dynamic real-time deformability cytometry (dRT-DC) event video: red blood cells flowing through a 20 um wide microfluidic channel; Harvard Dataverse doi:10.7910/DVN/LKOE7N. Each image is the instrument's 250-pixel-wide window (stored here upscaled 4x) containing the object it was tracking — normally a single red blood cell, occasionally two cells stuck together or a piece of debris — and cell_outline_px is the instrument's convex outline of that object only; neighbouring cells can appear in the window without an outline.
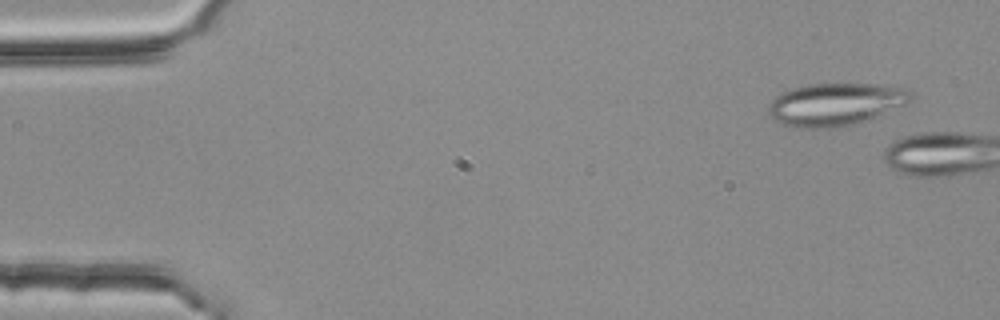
{"species": "common noctule bat (a hibernating species)", "species_latin": "Nyctalus noctula", "temperature_condition": "room temperature", "stored_images_in_passage": 5, "camera_frame_rate_fps": 3000, "um_per_image_px": 0.085, "animal": {"sex": "female", "body_mass_g": 25.1}, "frame": {"image": 1, "passage_image": 3, "time_ms": 0.667, "image_size_px": [1000, 320], "cell_outline_px": [[916, 96], [908, 104], [852, 124], [836, 128], [800, 128], [780, 124], [772, 120], [768, 112], [768, 104], [776, 96], [792, 88], [808, 84], [884, 84], [904, 88], [912, 92]], "centroid_in_image_um": [71.01, 8.86], "position_along_channel_um": 14.0, "area_um2": 35.55}}